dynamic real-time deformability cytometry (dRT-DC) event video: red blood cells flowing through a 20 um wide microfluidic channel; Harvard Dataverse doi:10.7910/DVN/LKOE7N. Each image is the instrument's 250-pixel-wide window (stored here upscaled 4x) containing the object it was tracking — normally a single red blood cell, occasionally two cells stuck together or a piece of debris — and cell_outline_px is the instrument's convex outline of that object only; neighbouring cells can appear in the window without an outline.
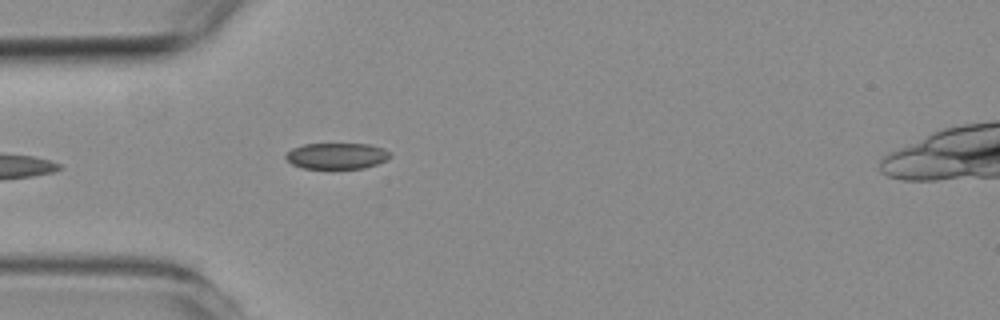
{"species": "common noctule bat (a hibernating species)", "species_latin": "Nyctalus noctula", "temperature_condition": "room temperature", "stored_images_in_passage": 5, "camera_frame_rate_fps": 3000, "um_per_image_px": 0.085, "animal": {"sex": "female", "body_mass_g": 19.3, "forearm_length_mm": 54.1}, "frame": {"image": 1, "passage_image": 5, "time_ms": 4.667, "image_size_px": [1000, 320], "cell_outline_px": [[392, 156], [388, 160], [364, 168], [304, 168], [292, 164], [284, 156], [292, 148], [304, 144], [368, 144], [384, 148], [392, 152]], "centroid_in_image_um": [28.68, 13.24], "position_along_channel_um": 56.3, "area_um2": 15.9}}